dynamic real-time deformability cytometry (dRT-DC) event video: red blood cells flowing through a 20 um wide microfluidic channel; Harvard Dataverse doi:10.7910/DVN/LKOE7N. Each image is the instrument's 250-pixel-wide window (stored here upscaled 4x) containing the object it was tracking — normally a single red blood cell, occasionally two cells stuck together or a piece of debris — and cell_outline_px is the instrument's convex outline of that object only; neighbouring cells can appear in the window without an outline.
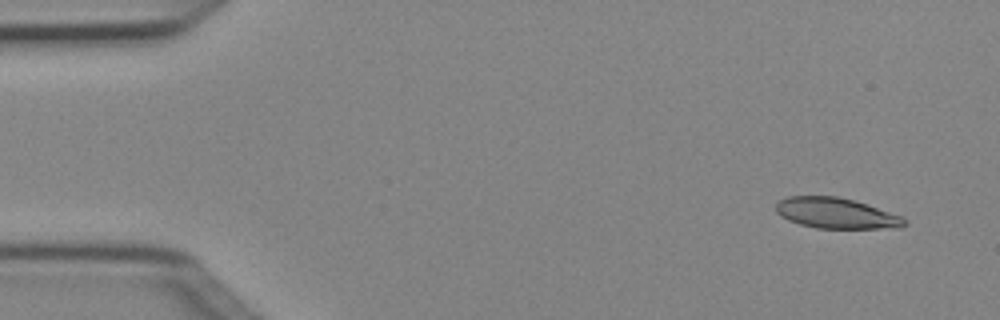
{"species": "Egyptian fruit bat (a non-hibernating species)", "species_latin": "Rousettus aegyptiacus", "temperature_condition": "cold", "stored_images_in_passage": 4, "camera_frame_rate_fps": 3000, "um_per_image_px": 0.085, "animal": {"sex": "female"}, "frame": {"image": 1, "passage_image": 1, "time_ms": 0.0, "image_size_px": [1000, 320], "cell_outline_px": [[908, 224], [900, 228], [816, 228], [800, 224], [788, 220], [780, 216], [776, 212], [776, 204], [780, 200], [788, 196], [836, 196], [852, 200], [904, 216], [908, 220]], "centroid_in_image_um": [71.1, 18.13], "position_along_channel_um": 13.9, "area_um2": 23.0}}
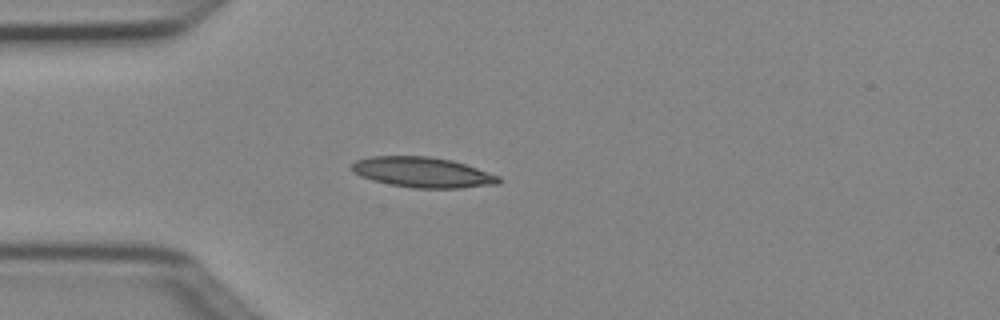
{"frame": {"image": 2, "passage_image": 3, "time_ms": 0.667, "image_size_px": [1000, 320], "cell_outline_px": [[500, 184], [460, 188], [412, 188], [372, 180], [360, 176], [352, 172], [348, 168], [356, 160], [372, 156], [428, 156], [452, 160], [500, 176]], "centroid_in_image_um": [35.89, 14.64], "position_along_channel_um": 49.1, "area_um2": 26.01}}